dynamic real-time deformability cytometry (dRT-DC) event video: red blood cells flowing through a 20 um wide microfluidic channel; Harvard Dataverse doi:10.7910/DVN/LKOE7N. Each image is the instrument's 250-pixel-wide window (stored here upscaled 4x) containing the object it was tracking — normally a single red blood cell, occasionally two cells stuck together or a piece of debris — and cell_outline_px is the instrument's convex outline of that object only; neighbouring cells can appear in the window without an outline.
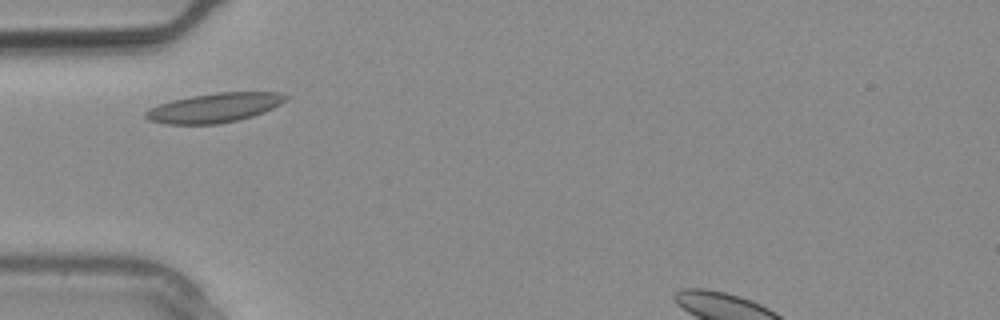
{"species": "common noctule bat (a hibernating species)", "species_latin": "Nyctalus noctula", "temperature_condition": "warm", "stored_images_in_passage": 2, "camera_frame_rate_fps": 3000, "um_per_image_px": 0.085, "animal": {"sex": "male", "body_mass_g": 20.4}, "frame": {"image": 1, "passage_image": 1, "time_ms": 0.0, "image_size_px": [1000, 320], "cell_outline_px": [[288, 96], [280, 104], [272, 108], [252, 116], [236, 120], [216, 124], [168, 124], [148, 120], [144, 116], [144, 112], [148, 108], [172, 100], [192, 96], [216, 92], [280, 92]], "centroid_in_image_um": [18.18, 9.15], "position_along_channel_um": 66.8, "area_um2": 23.76}}